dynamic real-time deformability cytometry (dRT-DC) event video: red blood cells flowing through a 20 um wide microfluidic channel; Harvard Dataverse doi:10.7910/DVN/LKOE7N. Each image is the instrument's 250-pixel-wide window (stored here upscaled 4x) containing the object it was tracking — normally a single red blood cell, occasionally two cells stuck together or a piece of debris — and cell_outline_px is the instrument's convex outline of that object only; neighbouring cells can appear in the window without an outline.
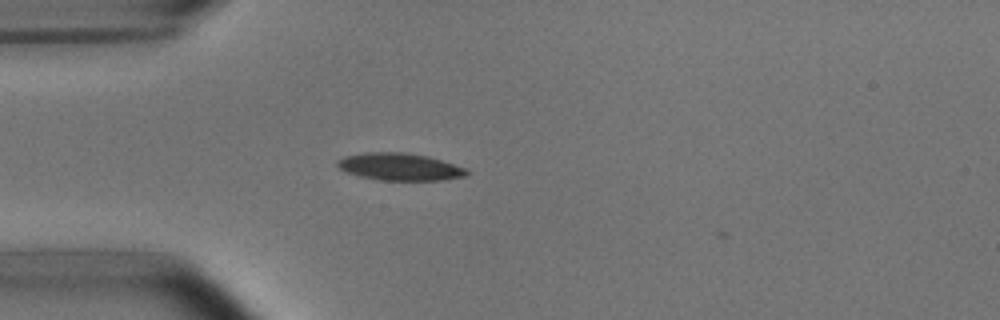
{"species": "common noctule bat (a hibernating species)", "species_latin": "Nyctalus noctula", "temperature_condition": "room temperature", "stored_images_in_passage": 35, "camera_frame_rate_fps": 3000, "um_per_image_px": 0.085, "animal": {"sex": "male", "body_mass_g": 15.6}, "frame": {"image": 1, "passage_image": 1, "time_ms": 0.0, "image_size_px": [1000, 320], "cell_outline_px": [[468, 176], [444, 180], [380, 180], [360, 176], [348, 172], [340, 168], [336, 164], [336, 160], [344, 156], [364, 152], [404, 152], [428, 156], [468, 168]], "centroid_in_image_um": [34.01, 14.17], "position_along_channel_um": 51.0, "area_um2": 20.69}}
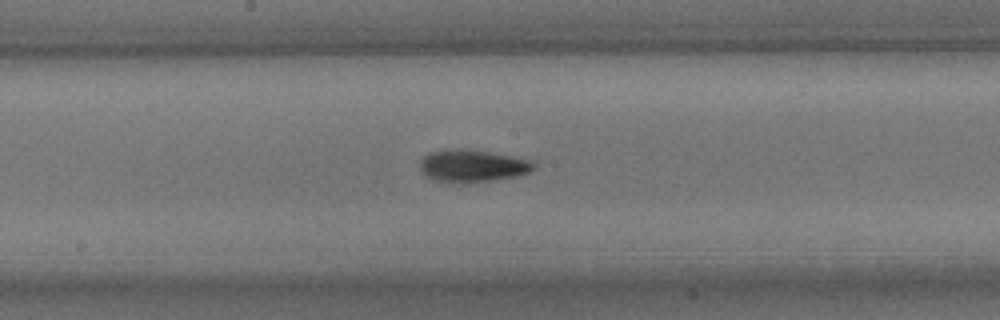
{"frame": {"image": 2, "passage_image": 14, "time_ms": 4.333, "image_size_px": [1000, 320], "cell_outline_px": [[536, 168], [532, 172], [516, 176], [492, 180], [460, 184], [436, 180], [424, 176], [420, 168], [420, 160], [428, 152], [448, 148], [464, 148], [512, 156], [528, 160], [536, 164]], "centroid_in_image_um": [40.12, 14.09], "position_along_channel_um": 208.1, "area_um2": 21.79}}
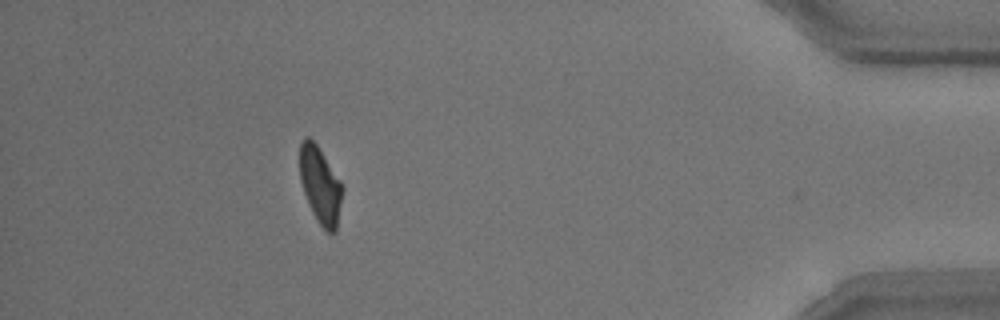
{"frame": {"image": 3, "passage_image": 34, "time_ms": 11.0, "image_size_px": [1000, 320], "cell_outline_px": [[344, 188], [336, 232], [328, 232], [316, 220], [312, 212], [304, 192], [300, 180], [300, 144], [304, 136], [308, 136], [316, 144], [340, 180]], "centroid_in_image_um": [27.23, 15.75], "position_along_channel_um": 408.0, "area_um2": 18.96}, "authors_computed_cell_mechanics": {"area_um2": 20.1722, "velocity_mm_per_s": 3.8031, "shape_relaxation_time_tau1_ms": 2.8634, "shape_relaxation_time_tau2_ms": 3.0097, "deformation_change_tau1": 0.1524, "deformation_change_tau2": 0.0887}}